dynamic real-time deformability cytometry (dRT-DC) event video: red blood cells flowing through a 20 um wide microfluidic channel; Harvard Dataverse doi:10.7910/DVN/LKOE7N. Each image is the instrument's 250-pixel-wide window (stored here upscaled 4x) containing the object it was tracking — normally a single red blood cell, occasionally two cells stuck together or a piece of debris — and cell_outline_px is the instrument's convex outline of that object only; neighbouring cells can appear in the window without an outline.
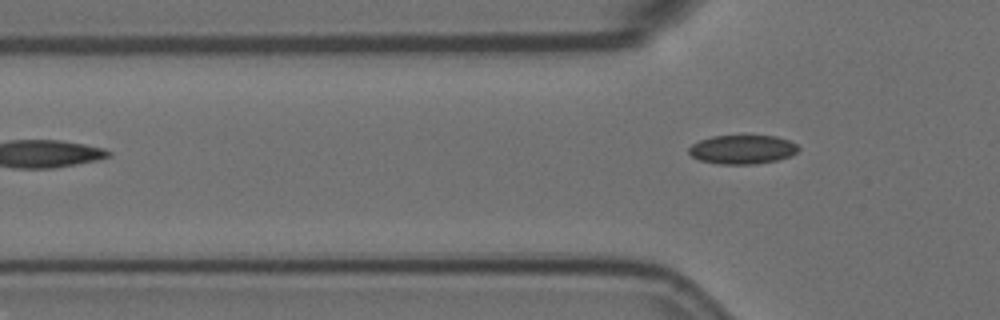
{"species": "Egyptian fruit bat (a non-hibernating species)", "species_latin": "Rousettus aegyptiacus", "temperature_condition": "room temperature", "stored_images_in_passage": 5, "camera_frame_rate_fps": 3000, "um_per_image_px": 0.085, "animal": {"sex": "female"}, "frame": {"image": 1, "passage_image": 5, "time_ms": 1.333, "image_size_px": [1000, 320], "cell_outline_px": [[800, 148], [796, 152], [788, 156], [776, 160], [752, 164], [720, 164], [700, 160], [692, 156], [688, 152], [688, 148], [692, 144], [700, 140], [712, 136], [776, 136], [788, 140], [796, 144]], "centroid_in_image_um": [63.08, 12.7], "position_along_channel_um": 62.7, "area_um2": 18.26}}